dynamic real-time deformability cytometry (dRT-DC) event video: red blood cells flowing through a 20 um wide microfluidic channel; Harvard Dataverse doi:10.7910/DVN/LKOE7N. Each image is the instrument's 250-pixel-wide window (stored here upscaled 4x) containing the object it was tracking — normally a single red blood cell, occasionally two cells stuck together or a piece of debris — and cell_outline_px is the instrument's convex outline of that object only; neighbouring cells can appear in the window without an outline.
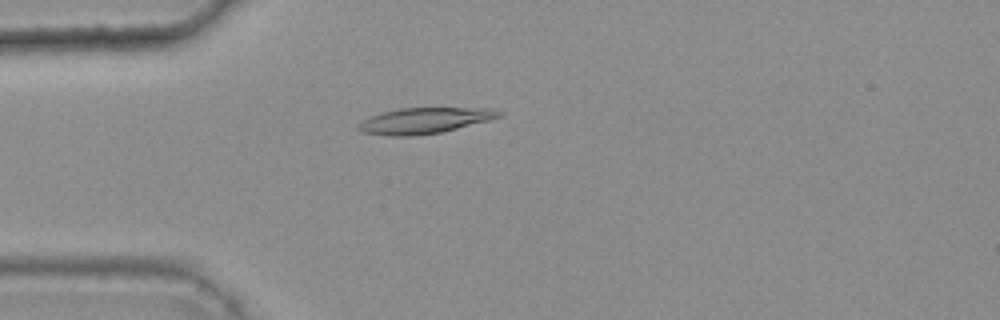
{"species": "common noctule bat (a hibernating species)", "species_latin": "Nyctalus noctula", "temperature_condition": "warm", "stored_images_in_passage": 47, "camera_frame_rate_fps": 3000, "um_per_image_px": 0.085, "animal": {"sex": "female", "body_mass_g": 25.1}, "frame": {"image": 1, "passage_image": 14, "time_ms": 4.333, "image_size_px": [1000, 320], "cell_outline_px": [[504, 112], [500, 116], [488, 120], [440, 132], [412, 136], [392, 136], [360, 132], [356, 128], [356, 124], [372, 116], [384, 112], [400, 108], [492, 108]], "centroid_in_image_um": [36.05, 10.25], "position_along_channel_um": 49.0, "area_um2": 20.92}}
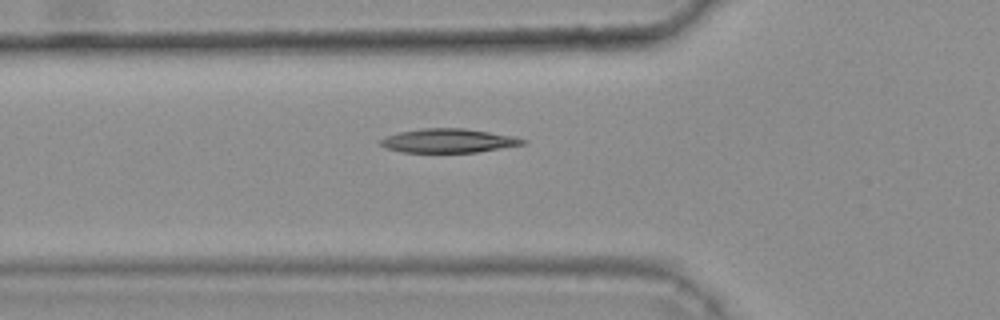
{"frame": {"image": 2, "passage_image": 18, "time_ms": 5.667, "image_size_px": [1000, 320], "cell_outline_px": [[528, 140], [524, 144], [476, 152], [400, 152], [388, 148], [380, 144], [380, 140], [384, 136], [400, 132], [420, 128], [464, 128], [512, 136]], "centroid_in_image_um": [38.08, 11.95], "position_along_channel_um": 87.7, "area_um2": 19.65}}
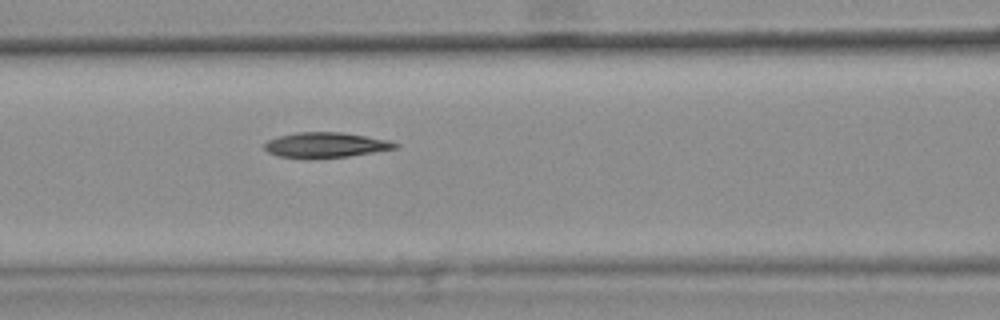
{"frame": {"image": 3, "passage_image": 22, "time_ms": 7.0, "image_size_px": [1000, 320], "cell_outline_px": [[400, 144], [396, 148], [348, 156], [308, 160], [276, 156], [268, 152], [264, 148], [264, 144], [268, 140], [280, 136], [296, 132], [340, 132], [388, 140]], "centroid_in_image_um": [27.61, 12.35], "position_along_channel_um": 139.0, "area_um2": 19.36}, "authors_computed_cell_mechanics": {"area_um2": 19.4786, "velocity_mm_per_s": 3.8228, "shape_relaxation_time_tau1_ms": 7.8153, "shape_relaxation_time_tau2_ms": null, "deformation_change_tau1": 0.1914, "deformation_change_tau2": null}}